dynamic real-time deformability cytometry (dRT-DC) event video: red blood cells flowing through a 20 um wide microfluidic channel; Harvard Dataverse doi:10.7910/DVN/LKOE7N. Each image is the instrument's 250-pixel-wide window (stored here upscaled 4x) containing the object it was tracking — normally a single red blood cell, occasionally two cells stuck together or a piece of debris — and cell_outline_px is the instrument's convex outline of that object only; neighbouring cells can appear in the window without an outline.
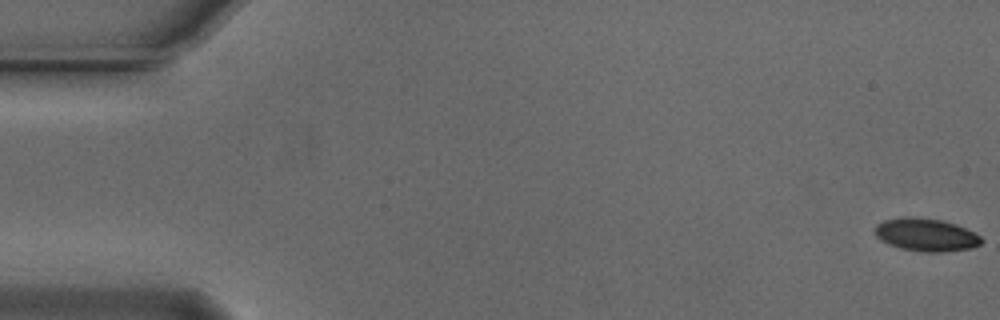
{"species": "Egyptian fruit bat (a non-hibernating species)", "species_latin": "Rousettus aegyptiacus", "temperature_condition": "cold", "stored_images_in_passage": 50, "camera_frame_rate_fps": 3000, "um_per_image_px": 0.085, "animal": {"sex": "male"}, "frame": {"image": 1, "passage_image": 1, "time_ms": 0.0, "image_size_px": [1000, 320], "cell_outline_px": [[984, 240], [980, 244], [972, 248], [944, 252], [924, 252], [900, 248], [888, 244], [880, 240], [876, 236], [872, 228], [876, 224], [884, 220], [904, 216], [912, 216], [940, 220], [956, 224], [980, 236]], "centroid_in_image_um": [78.66, 19.95], "position_along_channel_um": 6.3, "area_um2": 20.58}}
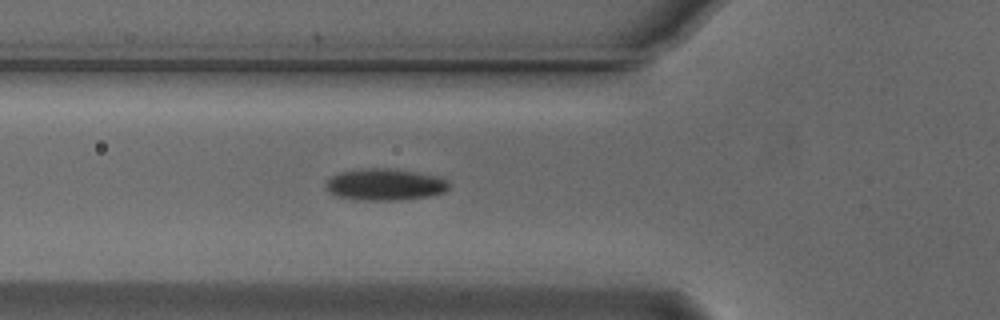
{"frame": {"image": 2, "passage_image": 20, "time_ms": 6.333, "image_size_px": [1000, 320], "cell_outline_px": [[452, 184], [444, 192], [428, 196], [400, 200], [360, 200], [340, 196], [328, 192], [324, 188], [324, 184], [332, 176], [340, 172], [360, 168], [392, 168], [420, 172], [440, 176], [448, 180]], "centroid_in_image_um": [32.75, 15.66], "position_along_channel_um": 93.0, "area_um2": 23.12}}
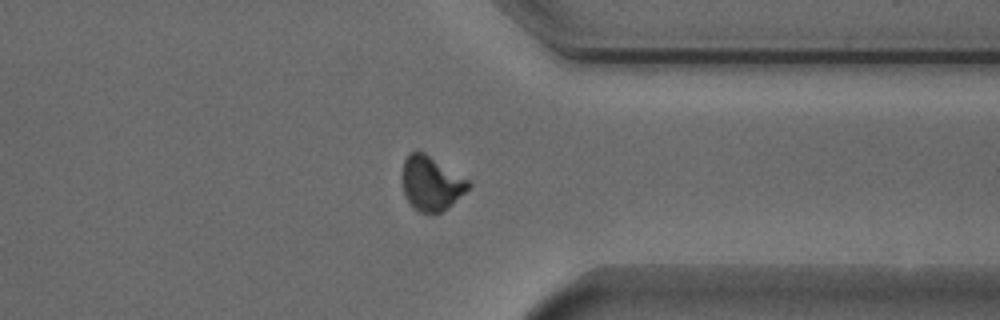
{"frame": {"image": 3, "passage_image": 43, "time_ms": 14.0, "image_size_px": [1000, 320], "cell_outline_px": [[472, 184], [452, 204], [440, 212], [420, 212], [404, 196], [400, 176], [404, 160], [408, 152], [424, 152], [468, 180]], "centroid_in_image_um": [36.59, 15.56], "position_along_channel_um": 374.8, "area_um2": 20.69}, "authors_computed_cell_mechanics": {"area_um2": 21.5305, "velocity_mm_per_s": 3.7334, "shape_relaxation_time_tau1_ms": 3.7927, "shape_relaxation_time_tau2_ms": 4.9828, "deformation_change_tau1": 0.1082, "deformation_change_tau2": 0.0621}}